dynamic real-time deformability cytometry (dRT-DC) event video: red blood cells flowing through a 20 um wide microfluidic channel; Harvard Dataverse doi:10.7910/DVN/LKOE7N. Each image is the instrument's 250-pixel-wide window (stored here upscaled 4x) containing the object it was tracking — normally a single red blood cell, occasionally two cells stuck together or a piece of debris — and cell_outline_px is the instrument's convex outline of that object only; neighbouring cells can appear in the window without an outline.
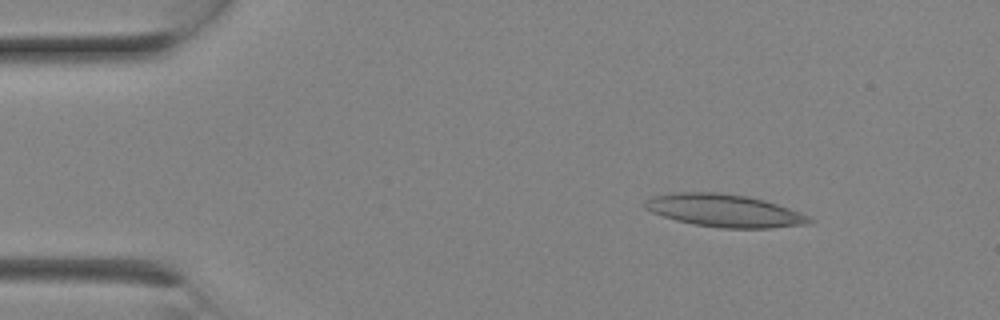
{"species": "Egyptian fruit bat (a non-hibernating species)", "species_latin": "Rousettus aegyptiacus", "temperature_condition": "room temperature", "stored_images_in_passage": 4, "camera_frame_rate_fps": 3000, "um_per_image_px": 0.085, "animal": {"sex": "female"}, "frame": {"image": 1, "passage_image": 1, "time_ms": 0.0, "image_size_px": [1000, 320], "cell_outline_px": [[816, 220], [808, 224], [768, 228], [720, 228], [692, 224], [676, 220], [652, 212], [644, 208], [644, 200], [668, 192], [720, 192], [744, 196], [764, 200], [800, 212]], "centroid_in_image_um": [61.55, 17.9], "position_along_channel_um": 23.4, "area_um2": 31.27}}
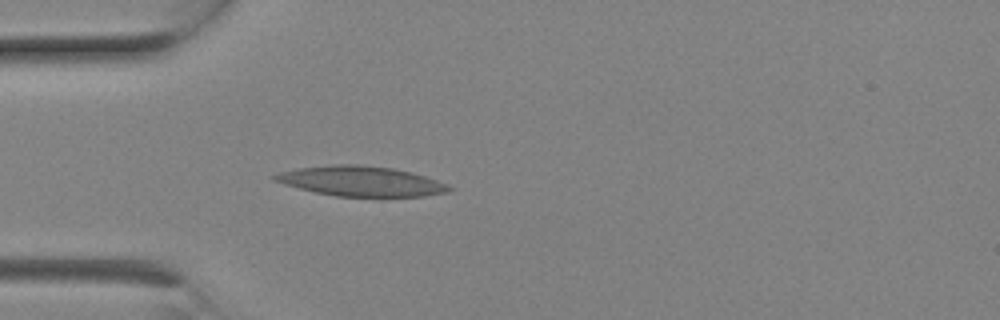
{"frame": {"image": 2, "passage_image": 4, "time_ms": 1.0, "image_size_px": [1000, 320], "cell_outline_px": [[452, 188], [448, 192], [424, 196], [336, 196], [316, 192], [284, 184], [272, 180], [272, 176], [280, 172], [300, 168], [336, 164], [356, 164], [392, 168], [412, 172], [448, 184]], "centroid_in_image_um": [30.69, 15.4], "position_along_channel_um": 54.3, "area_um2": 30.11}}